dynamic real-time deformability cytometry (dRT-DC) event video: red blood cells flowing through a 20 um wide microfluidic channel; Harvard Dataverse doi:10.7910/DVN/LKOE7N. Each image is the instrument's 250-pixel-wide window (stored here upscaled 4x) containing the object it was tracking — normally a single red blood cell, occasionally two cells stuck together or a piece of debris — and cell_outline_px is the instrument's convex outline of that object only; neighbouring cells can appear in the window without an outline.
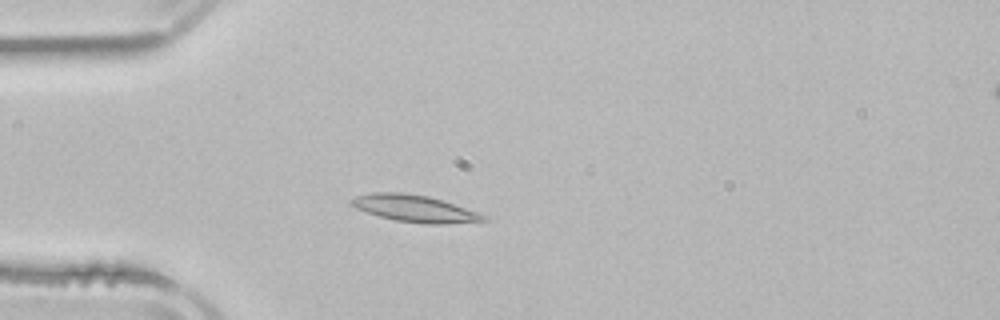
{"species": "common noctule bat (a hibernating species)", "species_latin": "Nyctalus noctula", "temperature_condition": "room temperature", "stored_images_in_passage": 2, "camera_frame_rate_fps": 3000, "um_per_image_px": 0.085, "animal": {"sex": "male", "body_mass_g": 21.5, "forearm_length_mm": 52.0}, "frame": {"image": 1, "passage_image": 2, "time_ms": 1.0, "image_size_px": [1000, 320], "cell_outline_px": [[488, 220], [444, 224], [424, 224], [396, 220], [380, 216], [356, 208], [348, 204], [348, 200], [356, 196], [372, 192], [404, 192], [428, 196], [488, 216]], "centroid_in_image_um": [35.18, 17.72], "position_along_channel_um": 49.8, "area_um2": 20.52}}